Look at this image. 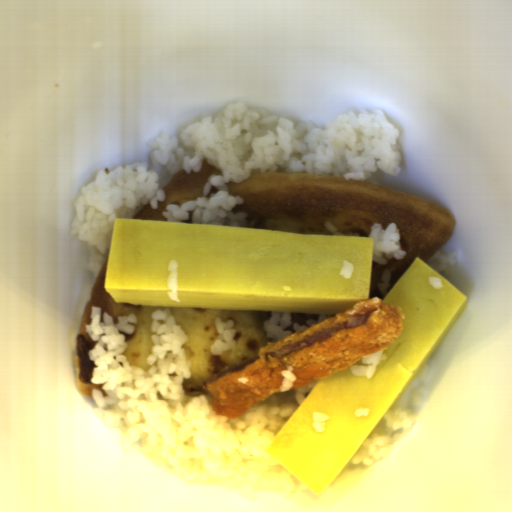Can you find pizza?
<instances>
[{
	"label": "pizza",
	"mask_w": 512,
	"mask_h": 512,
	"mask_svg": "<svg viewBox=\"0 0 512 512\" xmlns=\"http://www.w3.org/2000/svg\"><path fill=\"white\" fill-rule=\"evenodd\" d=\"M336 314H339V313H291L290 312V315H291V323L292 325L284 328L283 331H296L294 328H293V325L294 323L300 325V326H307V323L306 321L307 320H315V321H318L319 319V316L320 315H336Z\"/></svg>",
	"instance_id": "4"
},
{
	"label": "pizza",
	"mask_w": 512,
	"mask_h": 512,
	"mask_svg": "<svg viewBox=\"0 0 512 512\" xmlns=\"http://www.w3.org/2000/svg\"><path fill=\"white\" fill-rule=\"evenodd\" d=\"M232 197L244 199L231 212L248 214L247 228L339 237H369L374 223L386 231L397 224L404 259L373 261L369 298L381 301L416 257L425 262L443 248L455 230L451 210L405 192L344 177L303 173L251 172L229 180ZM371 238V237H370Z\"/></svg>",
	"instance_id": "1"
},
{
	"label": "pizza",
	"mask_w": 512,
	"mask_h": 512,
	"mask_svg": "<svg viewBox=\"0 0 512 512\" xmlns=\"http://www.w3.org/2000/svg\"><path fill=\"white\" fill-rule=\"evenodd\" d=\"M211 175L223 176V173L222 170L208 164L207 157L203 159L200 171L194 172L190 170V173L186 174V171L182 169L177 174L172 175L171 179L159 189L164 191L165 200L157 201V209H153L148 201L131 220L168 221V218L162 213L168 211V204H176L181 207L190 200H196L197 198L209 199L219 191L215 186L211 185L208 194L203 195V189L208 181V177Z\"/></svg>",
	"instance_id": "3"
},
{
	"label": "pizza",
	"mask_w": 512,
	"mask_h": 512,
	"mask_svg": "<svg viewBox=\"0 0 512 512\" xmlns=\"http://www.w3.org/2000/svg\"><path fill=\"white\" fill-rule=\"evenodd\" d=\"M186 212L189 214V219H187V220H180V221H177V222H181V223H182V222H185V223H191V224H193V223H192V215H193L194 210L186 211Z\"/></svg>",
	"instance_id": "5"
},
{
	"label": "pizza",
	"mask_w": 512,
	"mask_h": 512,
	"mask_svg": "<svg viewBox=\"0 0 512 512\" xmlns=\"http://www.w3.org/2000/svg\"><path fill=\"white\" fill-rule=\"evenodd\" d=\"M112 239L109 242L108 251L103 255V266L96 276L89 298L87 300L80 323L77 350L75 356L76 386L83 396L93 398L92 389L102 392L103 398L110 396L102 389L104 384H92L93 368L98 367L88 356V351L93 349L99 341H94L86 332V325H91V311L93 306H100V323H104V312L113 319V324H118L119 316H128L135 313L137 324L132 334L119 331L127 343L126 351L120 355L126 357L129 367H138L144 371L150 370L152 365L148 363V356L152 355L154 341L151 331L153 323L152 313L157 310L169 309L175 318V326H180L188 341L181 348L184 349L186 361H191L189 371L191 378L183 379L181 385L184 394L201 392L206 394L202 382L265 346L270 340L267 331L263 330L266 320L272 318V312L203 309L135 304H118L115 299L104 290L108 261ZM219 317L226 321L233 318V329L237 330L234 337L235 349L222 351L221 355L212 354L210 346L217 338L214 319Z\"/></svg>",
	"instance_id": "2"
}]
</instances>
